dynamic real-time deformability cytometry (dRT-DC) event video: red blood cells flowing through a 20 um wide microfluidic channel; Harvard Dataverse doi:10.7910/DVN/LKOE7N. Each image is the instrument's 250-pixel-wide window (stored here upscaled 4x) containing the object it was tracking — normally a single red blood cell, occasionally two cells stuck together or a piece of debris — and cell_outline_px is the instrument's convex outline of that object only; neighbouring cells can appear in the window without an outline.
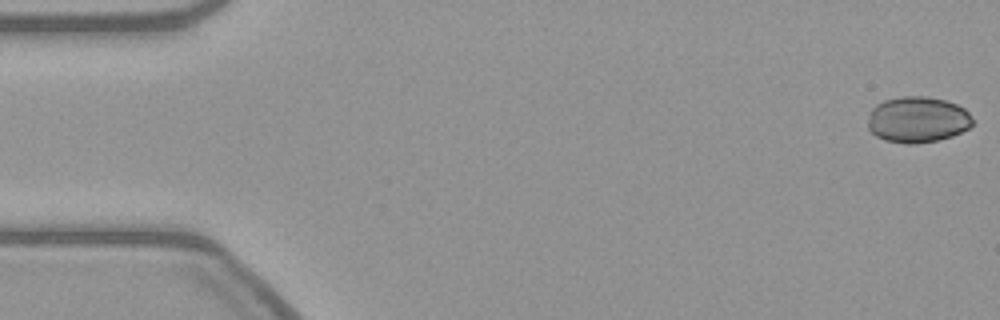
{"species": "common noctule bat (a hibernating species)", "species_latin": "Nyctalus noctula", "temperature_condition": "warm", "stored_images_in_passage": 55, "camera_frame_rate_fps": 3000, "um_per_image_px": 0.085, "animal": {"sex": "female", "body_mass_g": 21.9}, "frame": {"image": 1, "passage_image": 1, "time_ms": 0.0, "image_size_px": [1000, 320], "cell_outline_px": [[972, 124], [968, 128], [952, 136], [936, 140], [916, 144], [908, 144], [884, 140], [876, 136], [868, 128], [868, 120], [872, 108], [876, 104], [884, 100], [900, 96], [924, 96], [944, 100], [956, 104], [964, 108], [972, 116]], "centroid_in_image_um": [77.98, 10.16], "position_along_channel_um": 7.0, "area_um2": 28.09}}
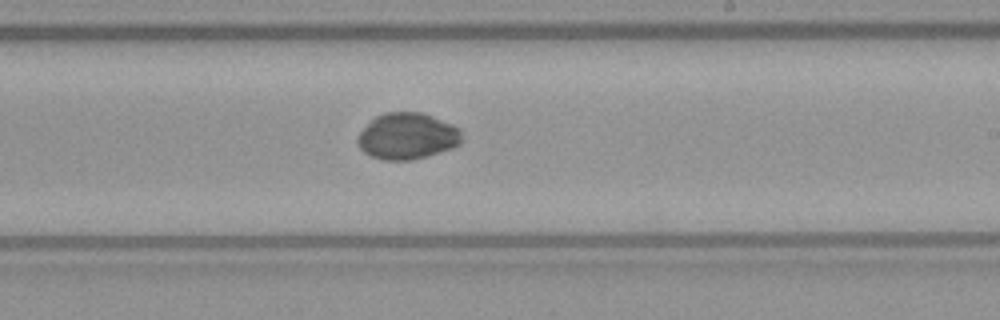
{"frame": {"image": 2, "passage_image": 32, "time_ms": 10.333, "image_size_px": [1000, 320], "cell_outline_px": [[460, 144], [452, 148], [428, 156], [412, 160], [380, 160], [364, 152], [360, 148], [356, 140], [356, 136], [376, 116], [384, 112], [424, 112], [452, 124], [460, 128]], "centroid_in_image_um": [34.61, 11.57], "position_along_channel_um": 254.4, "area_um2": 28.26}}
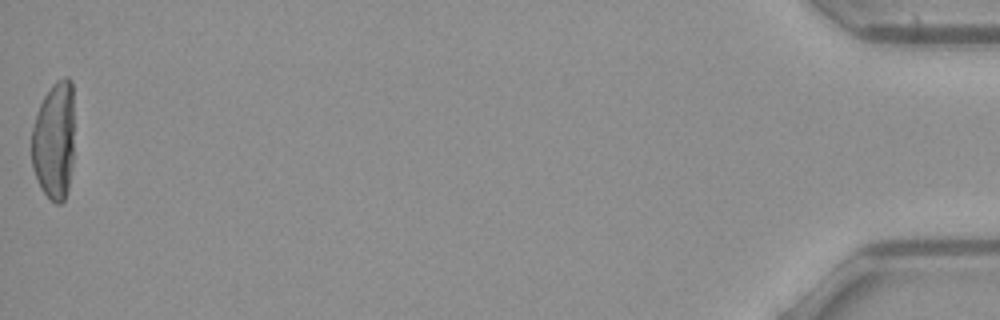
{"frame": {"image": 3, "passage_image": 55, "time_ms": 18.0, "image_size_px": [1000, 320], "cell_outline_px": [[72, 168], [68, 188], [64, 200], [60, 204], [56, 204], [44, 192], [32, 168], [32, 128], [36, 112], [44, 96], [52, 84], [56, 80], [64, 76], [68, 76], [72, 80]], "centroid_in_image_um": [4.59, 11.91], "position_along_channel_um": 430.6, "area_um2": 29.25}}